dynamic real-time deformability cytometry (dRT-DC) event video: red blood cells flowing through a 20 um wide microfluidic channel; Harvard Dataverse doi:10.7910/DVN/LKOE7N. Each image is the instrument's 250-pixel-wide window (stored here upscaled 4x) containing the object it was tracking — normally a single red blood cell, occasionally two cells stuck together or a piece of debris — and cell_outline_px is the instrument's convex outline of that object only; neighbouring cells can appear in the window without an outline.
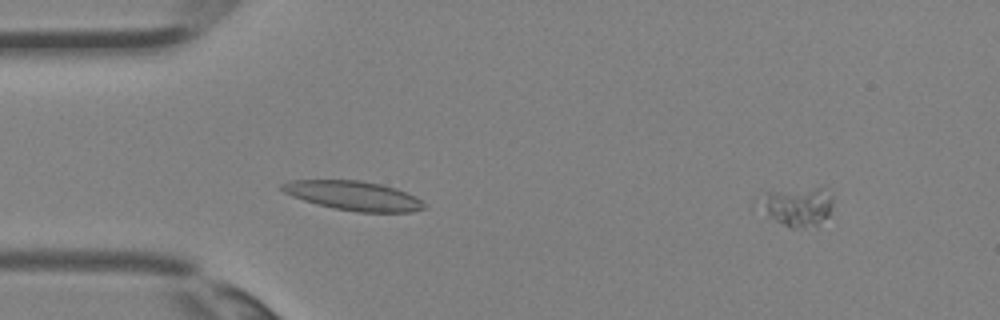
{"species": "Egyptian fruit bat (a non-hibernating species)", "species_latin": "Rousettus aegyptiacus", "temperature_condition": "room temperature", "stored_images_in_passage": 2, "camera_frame_rate_fps": 3000, "um_per_image_px": 0.085, "animal": {"sex": "female"}, "frame": {"image": 1, "passage_image": 2, "time_ms": 0.333, "image_size_px": [1000, 320], "cell_outline_px": [[832, 204], [828, 216], [816, 224], [804, 228], [792, 228], [768, 216], [752, 204], [752, 196], [768, 192], [820, 184], [832, 196]], "centroid_in_image_um": [67.65, 17.46], "position_along_channel_um": 17.3, "area_um2": 17.74}}